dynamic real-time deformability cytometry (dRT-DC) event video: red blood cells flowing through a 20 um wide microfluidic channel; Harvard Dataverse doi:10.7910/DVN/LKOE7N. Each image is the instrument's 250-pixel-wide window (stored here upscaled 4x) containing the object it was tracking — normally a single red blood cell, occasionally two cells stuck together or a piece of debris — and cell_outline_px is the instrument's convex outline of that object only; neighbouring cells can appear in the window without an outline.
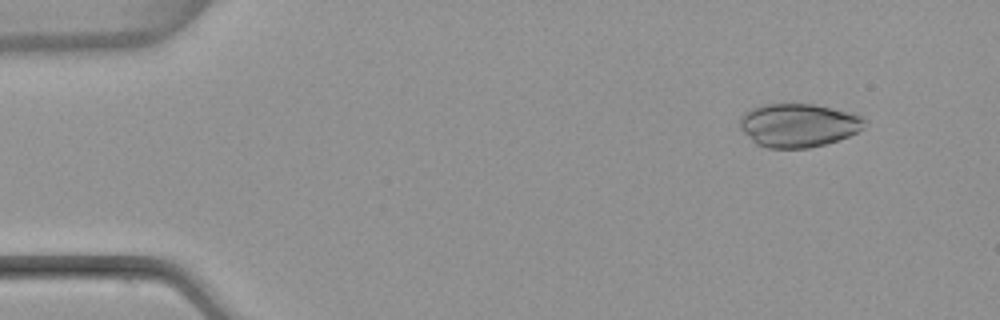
{"species": "common noctule bat (a hibernating species)", "species_latin": "Nyctalus noctula", "temperature_condition": "warm", "stored_images_in_passage": 6, "camera_frame_rate_fps": 3000, "um_per_image_px": 0.085, "animal": {"sex": "female", "body_mass_g": 22.7, "forearm_length_mm": 54.2}, "frame": {"image": 1, "passage_image": 2, "time_ms": 1.333, "image_size_px": [1000, 320], "cell_outline_px": [[868, 120], [864, 128], [848, 136], [824, 144], [808, 148], [768, 148], [756, 144], [740, 128], [740, 116], [744, 112], [752, 108], [764, 104], [816, 104], [856, 112], [864, 116]], "centroid_in_image_um": [67.92, 10.62], "position_along_channel_um": 17.1, "area_um2": 32.02}}
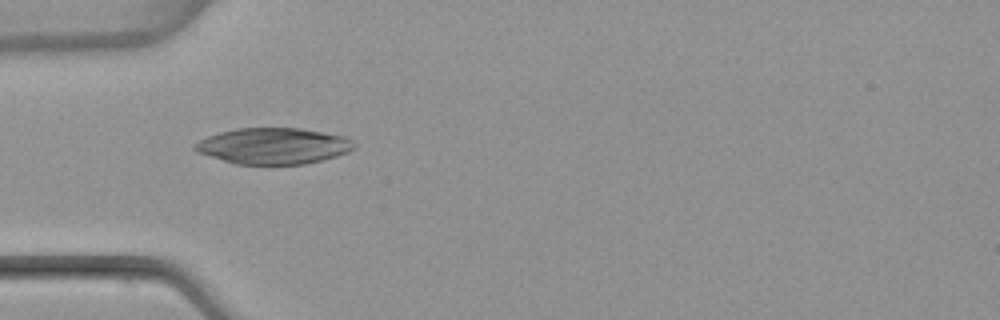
{"frame": {"image": 2, "passage_image": 5, "time_ms": 5.0, "image_size_px": [1000, 320], "cell_outline_px": [[356, 148], [348, 152], [336, 156], [304, 164], [236, 164], [196, 152], [192, 148], [192, 144], [208, 136], [220, 132], [236, 128], [300, 128], [344, 136], [352, 140], [356, 144]], "centroid_in_image_um": [23.23, 12.4], "position_along_channel_um": 61.8, "area_um2": 33.52}}
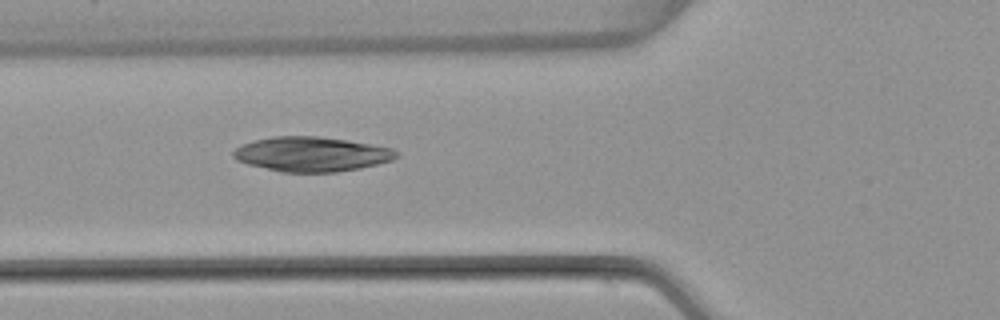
{"frame": {"image": 3, "passage_image": 6, "time_ms": 6.0, "image_size_px": [1000, 320], "cell_outline_px": [[400, 156], [392, 160], [360, 168], [336, 172], [280, 172], [248, 164], [236, 160], [232, 156], [232, 152], [240, 144], [272, 136], [320, 136], [348, 140], [392, 148], [400, 152]], "centroid_in_image_um": [26.48, 13.1], "position_along_channel_um": 99.3, "area_um2": 33.12}}